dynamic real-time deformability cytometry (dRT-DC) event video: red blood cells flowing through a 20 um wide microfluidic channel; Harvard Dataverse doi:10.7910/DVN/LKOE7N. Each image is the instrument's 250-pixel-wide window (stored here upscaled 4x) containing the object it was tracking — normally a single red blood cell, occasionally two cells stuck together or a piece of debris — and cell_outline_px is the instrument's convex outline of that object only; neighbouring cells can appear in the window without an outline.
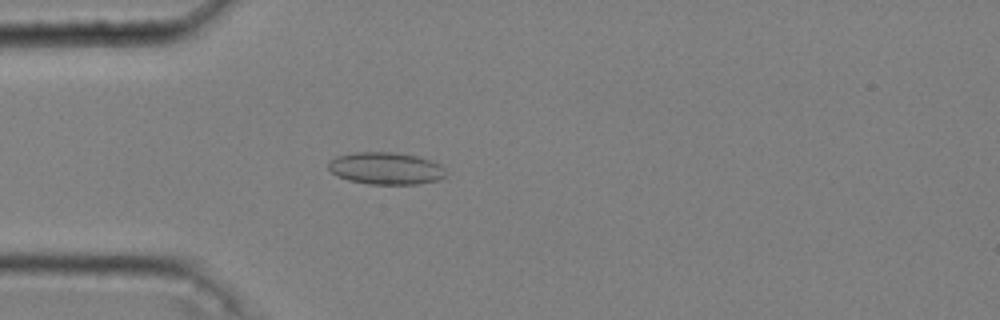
{"species": "common noctule bat (a hibernating species)", "species_latin": "Nyctalus noctula", "temperature_condition": "cold", "stored_images_in_passage": 41, "camera_frame_rate_fps": 3000, "um_per_image_px": 0.085, "animal": {"sex": "male", "body_mass_g": 20.4}, "frame": {"image": 1, "passage_image": 4, "time_ms": 1.0, "image_size_px": [1000, 320], "cell_outline_px": [[448, 172], [440, 180], [416, 184], [368, 184], [348, 180], [336, 176], [328, 168], [328, 164], [336, 156], [356, 152], [396, 152], [416, 156], [432, 160], [440, 164]], "centroid_in_image_um": [32.82, 14.31], "position_along_channel_um": 52.2, "area_um2": 22.2}}
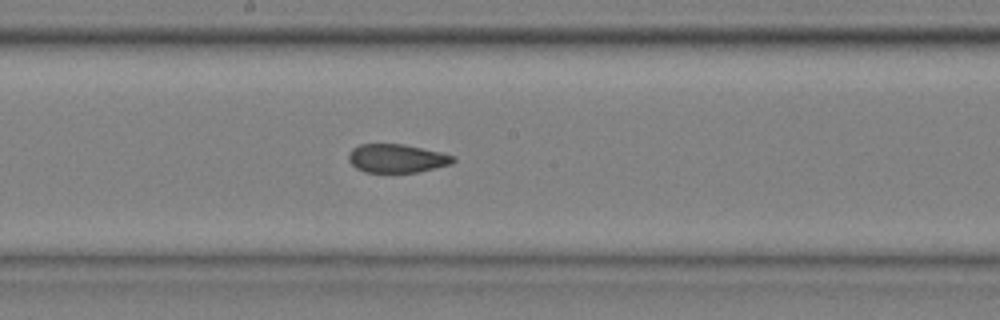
{"frame": {"image": 2, "passage_image": 18, "time_ms": 5.667, "image_size_px": [1000, 320], "cell_outline_px": [[456, 160], [452, 164], [416, 172], [364, 172], [356, 168], [348, 160], [348, 152], [352, 148], [360, 144], [404, 144], [440, 152], [456, 156]], "centroid_in_image_um": [33.72, 13.46], "position_along_channel_um": 214.5, "area_um2": 17.46}}
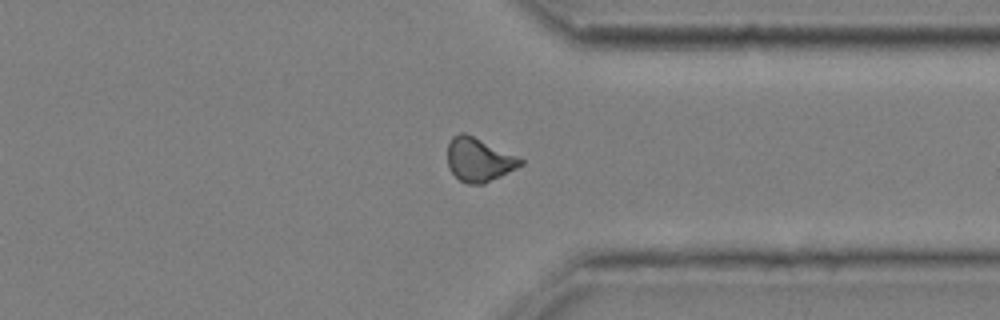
{"frame": {"image": 3, "passage_image": 31, "time_ms": 10.0, "image_size_px": [1000, 320], "cell_outline_px": [[524, 164], [484, 184], [468, 184], [460, 180], [448, 168], [448, 144], [452, 136], [460, 132], [464, 132], [516, 156], [524, 160]], "centroid_in_image_um": [40.68, 13.58], "position_along_channel_um": 370.7, "area_um2": 18.32}, "authors_computed_cell_mechanics": {"area_um2": 18.3226, "velocity_mm_per_s": 3.634, "shape_relaxation_time_tau1_ms": null, "shape_relaxation_time_tau2_ms": 2.9097, "deformation_change_tau1": null, "deformation_change_tau2": 0.0673}}